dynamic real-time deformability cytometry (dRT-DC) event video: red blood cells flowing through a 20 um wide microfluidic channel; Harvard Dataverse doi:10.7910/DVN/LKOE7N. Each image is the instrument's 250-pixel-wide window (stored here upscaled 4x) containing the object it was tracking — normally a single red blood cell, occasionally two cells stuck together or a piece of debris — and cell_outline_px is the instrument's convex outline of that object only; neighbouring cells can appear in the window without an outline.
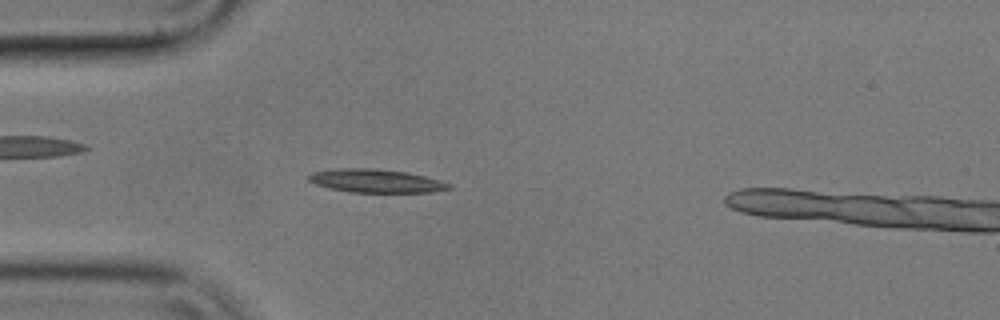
{"species": "common noctule bat (a hibernating species)", "species_latin": "Nyctalus noctula", "temperature_condition": "cold", "stored_images_in_passage": 51, "camera_frame_rate_fps": 3000, "um_per_image_px": 0.085, "animal": {"sex": "male", "body_mass_g": 17.9}, "frame": {"image": 1, "passage_image": 15, "time_ms": 4.667, "image_size_px": [1000, 320], "cell_outline_px": [[452, 188], [432, 192], [352, 192], [332, 188], [316, 184], [308, 180], [304, 176], [312, 172], [340, 168], [372, 168], [404, 172], [424, 176], [440, 180], [452, 184]], "centroid_in_image_um": [31.95, 15.37], "position_along_channel_um": 53.1, "area_um2": 18.96}}
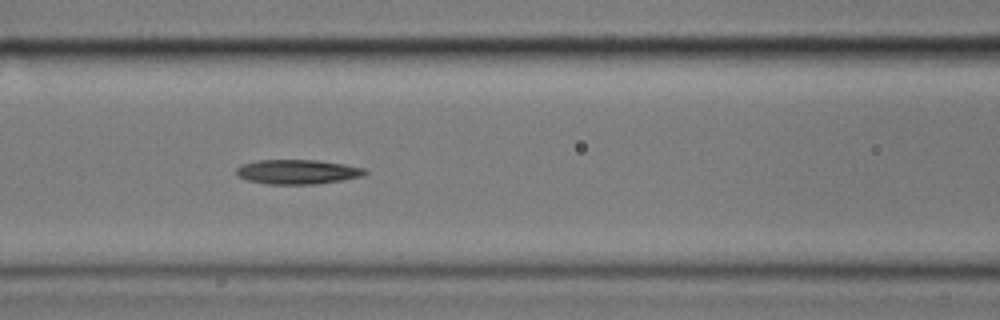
{"frame": {"image": 2, "passage_image": 23, "time_ms": 7.333, "image_size_px": [1000, 320], "cell_outline_px": [[368, 172], [364, 176], [344, 180], [312, 184], [268, 184], [248, 180], [236, 176], [236, 168], [240, 164], [256, 160], [316, 160], [344, 164], [364, 168]], "centroid_in_image_um": [25.27, 14.6], "position_along_channel_um": 141.3, "area_um2": 18.5}}
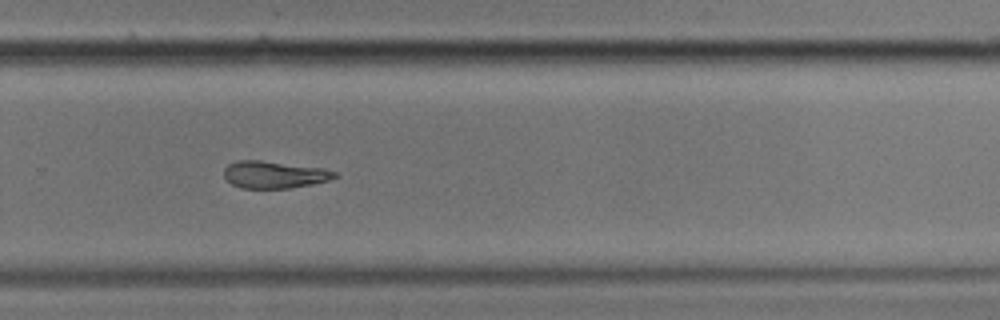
{"frame": {"image": 3, "passage_image": 37, "time_ms": 12.0, "image_size_px": [1000, 320], "cell_outline_px": [[340, 176], [328, 180], [312, 184], [288, 188], [240, 188], [232, 184], [224, 176], [224, 168], [228, 164], [236, 160], [260, 160], [324, 168], [336, 172]], "centroid_in_image_um": [23.31, 14.83], "position_along_channel_um": 306.5, "area_um2": 17.57}}